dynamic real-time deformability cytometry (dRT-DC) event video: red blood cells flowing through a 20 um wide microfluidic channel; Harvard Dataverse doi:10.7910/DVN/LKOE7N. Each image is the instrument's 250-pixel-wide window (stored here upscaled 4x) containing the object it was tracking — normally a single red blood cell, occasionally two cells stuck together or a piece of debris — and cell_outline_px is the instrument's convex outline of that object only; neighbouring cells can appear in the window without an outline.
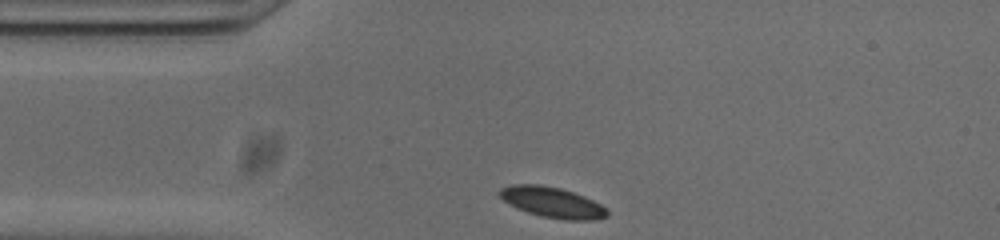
{"species": "common noctule bat (a hibernating species)", "species_latin": "Nyctalus noctula", "temperature_condition": "cold", "stored_images_in_passage": 31, "camera_frame_rate_fps": 3000, "um_per_image_px": 0.085, "animal": {"sex": "male", "body_mass_g": 20.0, "forearm_length_mm": 53.3}, "frame": {"image": 1, "passage_image": 1, "time_ms": 0.0, "image_size_px": [1000, 240], "cell_outline_px": [[608, 216], [596, 220], [564, 220], [540, 216], [516, 208], [508, 204], [496, 192], [500, 188], [512, 184], [540, 184], [560, 188], [584, 196], [600, 204], [608, 212]], "centroid_in_image_um": [46.9, 17.2], "position_along_channel_um": 38.1, "area_um2": 19.25}}
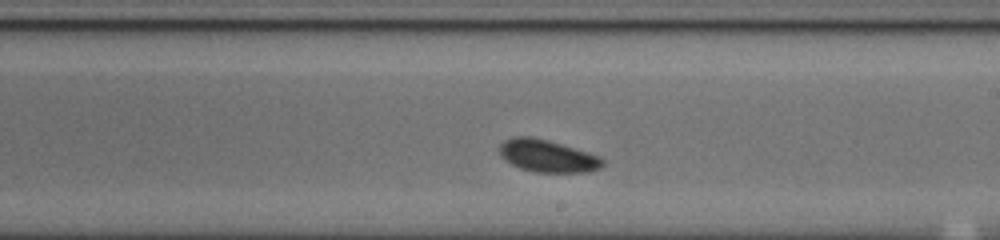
{"frame": {"image": 2, "passage_image": 19, "time_ms": 6.0, "image_size_px": [1000, 240], "cell_outline_px": [[604, 164], [600, 168], [588, 172], [532, 172], [520, 168], [512, 164], [500, 156], [500, 144], [504, 140], [512, 136], [532, 136], [548, 140], [600, 156], [604, 160]], "centroid_in_image_um": [46.52, 13.25], "position_along_channel_um": 242.5, "area_um2": 19.48}}
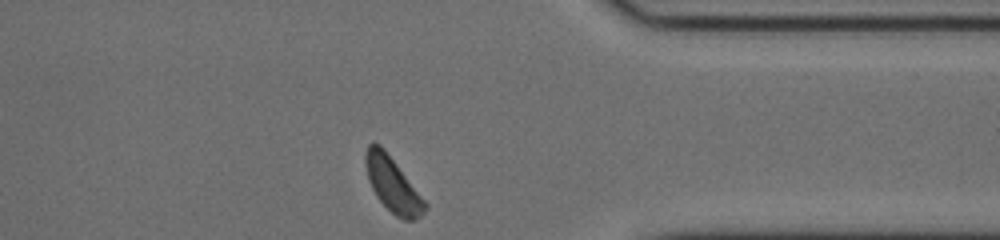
{"frame": {"image": 3, "passage_image": 31, "time_ms": 10.0, "image_size_px": [1000, 240], "cell_outline_px": [[428, 208], [416, 220], [404, 220], [396, 216], [376, 196], [368, 180], [364, 164], [364, 156], [368, 144], [372, 140], [380, 144], [384, 148], [428, 204]], "centroid_in_image_um": [33.36, 15.66], "position_along_channel_um": 378.0, "area_um2": 19.02}, "authors_computed_cell_mechanics": {"area_um2": 19.2474, "velocity_mm_per_s": 3.7584, "shape_relaxation_time_tau1_ms": 0.6762, "shape_relaxation_time_tau2_ms": null, "deformation_change_tau1": 0.0537, "deformation_change_tau2": null}}